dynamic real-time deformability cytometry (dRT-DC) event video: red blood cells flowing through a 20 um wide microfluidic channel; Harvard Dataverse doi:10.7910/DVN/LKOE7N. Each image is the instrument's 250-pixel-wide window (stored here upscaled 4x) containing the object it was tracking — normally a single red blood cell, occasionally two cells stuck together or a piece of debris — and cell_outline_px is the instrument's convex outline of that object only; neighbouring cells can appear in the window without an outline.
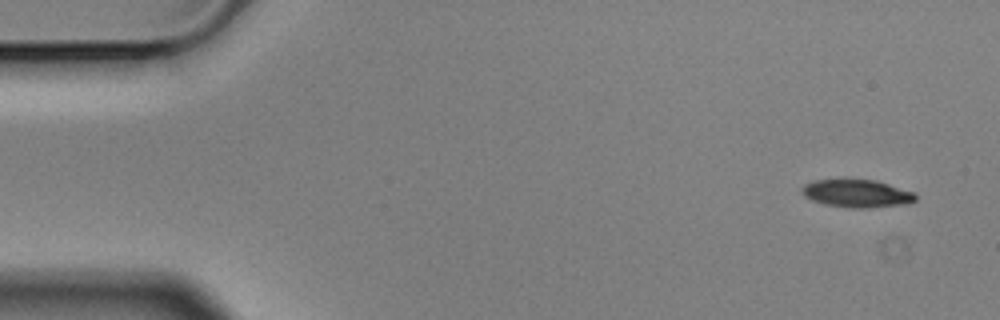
{"species": "Egyptian fruit bat (a non-hibernating species)", "species_latin": "Rousettus aegyptiacus", "temperature_condition": "cold", "stored_images_in_passage": 6, "camera_frame_rate_fps": 3000, "um_per_image_px": 0.085, "animal": {"sex": "male"}, "frame": {"image": 1, "passage_image": 1, "time_ms": 0.0, "image_size_px": [1000, 320], "cell_outline_px": [[916, 200], [908, 204], [868, 208], [852, 208], [824, 204], [812, 200], [804, 196], [800, 192], [800, 188], [804, 184], [812, 180], [844, 176], [876, 180], [916, 192]], "centroid_in_image_um": [72.79, 16.39], "position_along_channel_um": 12.2, "area_um2": 19.54}}
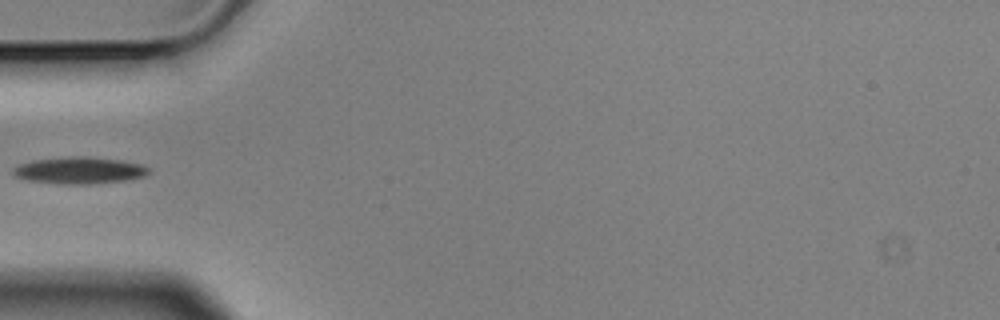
{"frame": {"image": 2, "passage_image": 5, "time_ms": 1.333, "image_size_px": [1000, 320], "cell_outline_px": [[152, 168], [144, 176], [124, 180], [92, 184], [60, 184], [28, 180], [16, 176], [12, 172], [12, 168], [20, 164], [32, 160], [72, 156], [88, 156], [124, 160], [144, 164]], "centroid_in_image_um": [6.79, 14.47], "position_along_channel_um": 78.2, "area_um2": 21.39}}
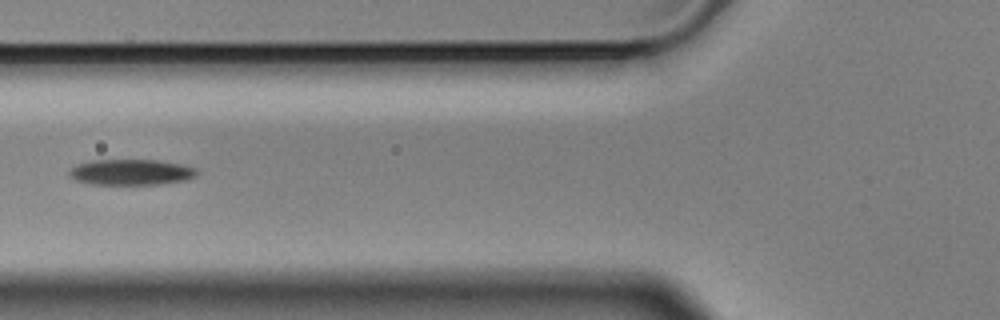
{"frame": {"image": 3, "passage_image": 6, "time_ms": 1.667, "image_size_px": [1000, 320], "cell_outline_px": [[196, 176], [184, 180], [156, 184], [88, 184], [76, 180], [68, 172], [76, 164], [92, 160], [156, 160], [180, 164], [196, 168]], "centroid_in_image_um": [11.11, 14.63], "position_along_channel_um": 114.7, "area_um2": 18.9}}